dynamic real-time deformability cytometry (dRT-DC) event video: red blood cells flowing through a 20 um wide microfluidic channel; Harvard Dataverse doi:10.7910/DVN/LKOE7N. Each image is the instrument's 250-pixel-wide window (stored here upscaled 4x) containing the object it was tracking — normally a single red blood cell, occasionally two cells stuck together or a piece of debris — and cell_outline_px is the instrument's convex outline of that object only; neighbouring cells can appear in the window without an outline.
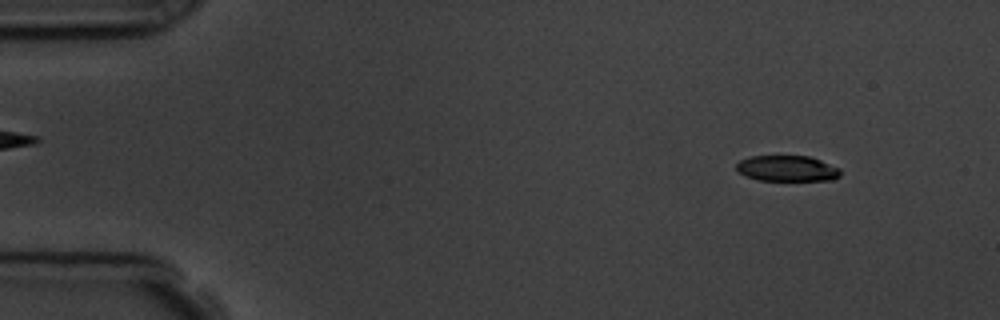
{"species": "common noctule bat (a hibernating species)", "species_latin": "Nyctalus noctula", "temperature_condition": "room temperature", "stored_images_in_passage": 4, "camera_frame_rate_fps": 3000, "um_per_image_px": 0.085, "animal": {"sex": "male", "body_mass_g": 19.5, "forearm_length_mm": 54.6}, "frame": {"image": 1, "passage_image": 1, "time_ms": 0.0, "image_size_px": [1000, 320], "cell_outline_px": [[840, 176], [832, 180], [760, 180], [744, 176], [736, 172], [736, 164], [740, 160], [752, 156], [808, 156], [820, 160], [840, 168]], "centroid_in_image_um": [66.88, 14.32], "position_along_channel_um": 18.1, "area_um2": 15.66}}
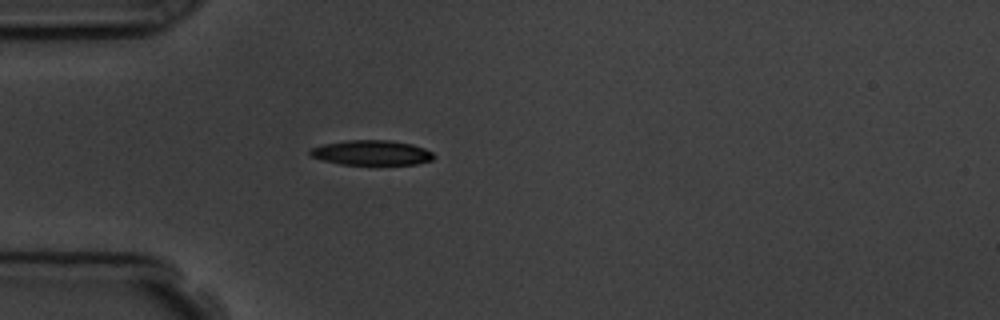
{"frame": {"image": 2, "passage_image": 4, "time_ms": 3.333, "image_size_px": [1000, 320], "cell_outline_px": [[432, 160], [416, 164], [340, 164], [320, 160], [312, 156], [308, 152], [308, 148], [324, 144], [348, 140], [388, 140], [412, 144], [424, 148], [432, 152]], "centroid_in_image_um": [31.53, 12.98], "position_along_channel_um": 53.5, "area_um2": 17.86}}